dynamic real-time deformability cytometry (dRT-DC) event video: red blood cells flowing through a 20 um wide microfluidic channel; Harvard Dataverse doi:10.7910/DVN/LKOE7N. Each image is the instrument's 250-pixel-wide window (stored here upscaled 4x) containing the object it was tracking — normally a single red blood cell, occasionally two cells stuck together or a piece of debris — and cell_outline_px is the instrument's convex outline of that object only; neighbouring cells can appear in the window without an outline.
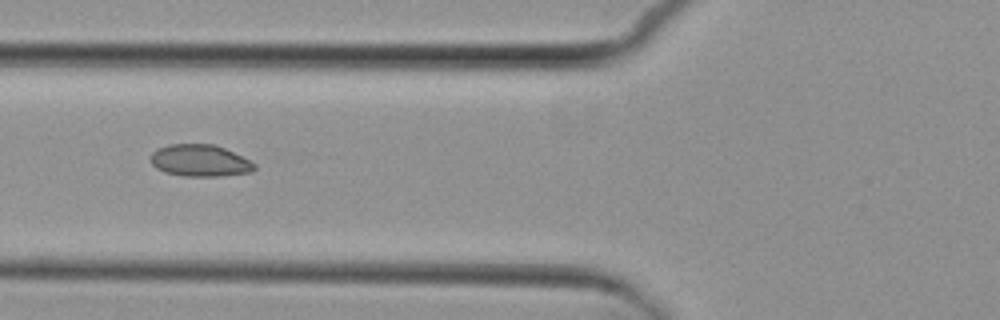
{"species": "common noctule bat (a hibernating species)", "species_latin": "Nyctalus noctula", "temperature_condition": "cold", "stored_images_in_passage": 9, "camera_frame_rate_fps": 3000, "um_per_image_px": 0.085, "animal": {"sex": "female", "body_mass_g": 29.2, "forearm_length_mm": 56.3}, "frame": {"image": 1, "passage_image": 7, "time_ms": 7.0, "image_size_px": [1000, 320], "cell_outline_px": [[256, 168], [252, 172], [220, 176], [184, 176], [164, 172], [156, 168], [152, 164], [152, 152], [156, 148], [168, 144], [216, 144], [256, 164]], "centroid_in_image_um": [16.98, 13.65], "position_along_channel_um": 108.8, "area_um2": 19.25}}
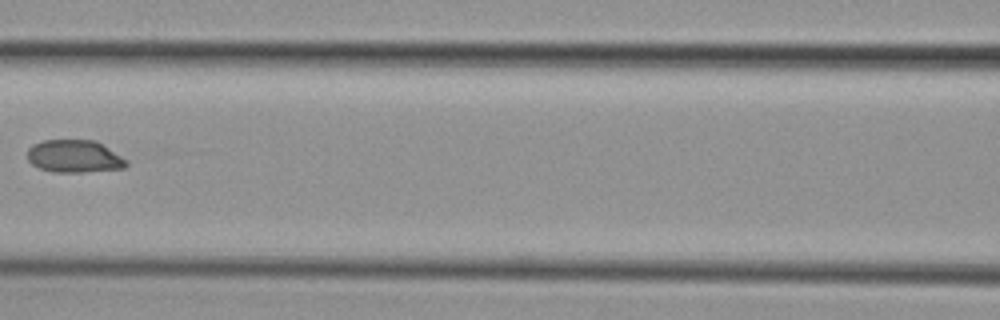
{"frame": {"image": 2, "passage_image": 8, "time_ms": 8.333, "image_size_px": [1000, 320], "cell_outline_px": [[128, 164], [124, 168], [84, 172], [52, 172], [40, 168], [32, 164], [28, 160], [28, 148], [32, 144], [40, 140], [96, 140], [128, 160]], "centroid_in_image_um": [6.31, 13.28], "position_along_channel_um": 160.3, "area_um2": 18.96}}
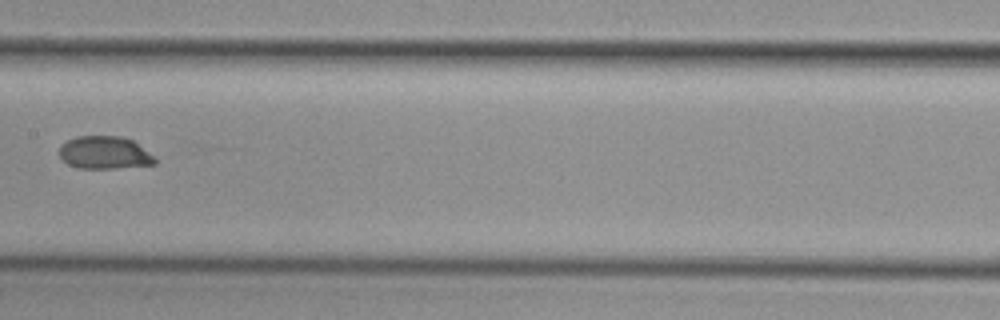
{"frame": {"image": 3, "passage_image": 9, "time_ms": 9.333, "image_size_px": [1000, 320], "cell_outline_px": [[156, 164], [116, 168], [80, 168], [68, 164], [60, 156], [60, 144], [76, 136], [120, 136], [132, 140], [152, 156], [156, 160]], "centroid_in_image_um": [8.85, 12.97], "position_along_channel_um": 198.5, "area_um2": 17.98}}